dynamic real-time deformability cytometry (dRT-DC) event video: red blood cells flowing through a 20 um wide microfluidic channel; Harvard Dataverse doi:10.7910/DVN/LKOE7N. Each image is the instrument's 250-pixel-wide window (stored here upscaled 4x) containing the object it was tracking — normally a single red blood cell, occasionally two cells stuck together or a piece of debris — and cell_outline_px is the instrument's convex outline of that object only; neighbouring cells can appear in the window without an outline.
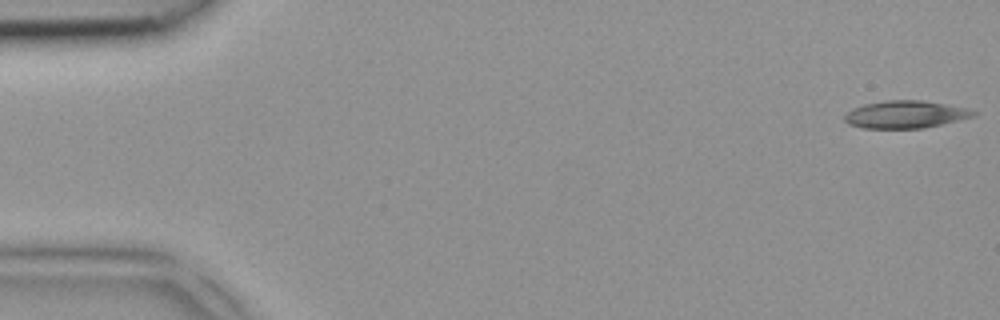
{"species": "common noctule bat (a hibernating species)", "species_latin": "Nyctalus noctula", "temperature_condition": "room temperature", "stored_images_in_passage": 3, "camera_frame_rate_fps": 3000, "um_per_image_px": 0.085, "animal": {"sex": "female", "body_mass_g": 18.4}, "frame": {"image": 1, "passage_image": 1, "time_ms": 0.0, "image_size_px": [1000, 320], "cell_outline_px": [[976, 116], [924, 128], [864, 128], [848, 124], [844, 120], [844, 116], [852, 108], [864, 104], [884, 100], [924, 100], [968, 108], [976, 112]], "centroid_in_image_um": [76.96, 9.72], "position_along_channel_um": 8.0, "area_um2": 20.69}}
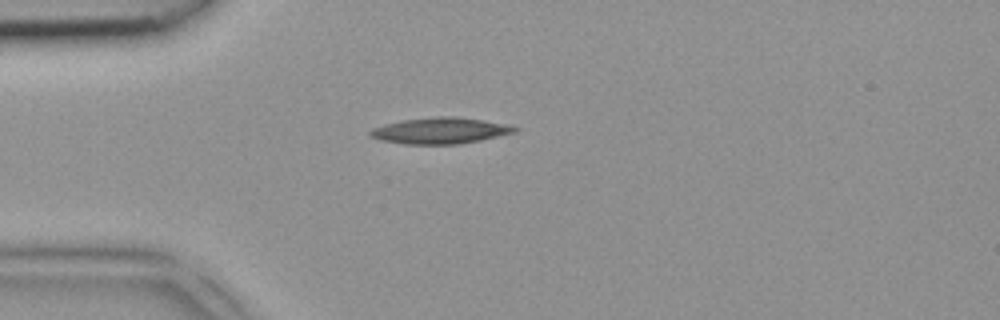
{"frame": {"image": 2, "passage_image": 3, "time_ms": 0.667, "image_size_px": [1000, 320], "cell_outline_px": [[520, 128], [516, 132], [480, 140], [460, 144], [404, 144], [380, 140], [372, 136], [368, 132], [372, 128], [384, 124], [404, 120], [436, 116], [452, 116], [484, 120], [504, 124]], "centroid_in_image_um": [37.41, 11.1], "position_along_channel_um": 47.6, "area_um2": 21.91}}